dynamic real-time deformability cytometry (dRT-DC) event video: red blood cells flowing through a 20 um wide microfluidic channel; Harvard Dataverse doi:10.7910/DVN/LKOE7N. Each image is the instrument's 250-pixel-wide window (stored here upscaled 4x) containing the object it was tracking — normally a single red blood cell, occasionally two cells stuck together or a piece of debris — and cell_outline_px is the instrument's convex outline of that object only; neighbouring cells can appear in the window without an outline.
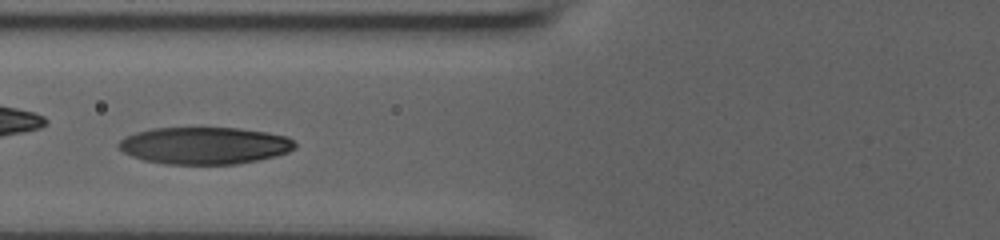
{"species": "human", "species_latin": "Homo sapiens", "temperature_condition": "room temperature", "stored_images_in_passage": 39, "camera_frame_rate_fps": 3000, "um_per_image_px": 0.085, "donor": {"sex": "male"}, "frame": {"image": 1, "passage_image": 9, "time_ms": 2.667, "image_size_px": [1000, 240], "cell_outline_px": [[296, 148], [288, 152], [256, 160], [236, 164], [164, 164], [144, 160], [132, 156], [124, 152], [116, 144], [124, 136], [136, 132], [152, 128], [236, 128], [264, 132], [288, 136], [296, 144]], "centroid_in_image_um": [17.35, 12.37], "position_along_channel_um": 108.5, "area_um2": 37.97}}
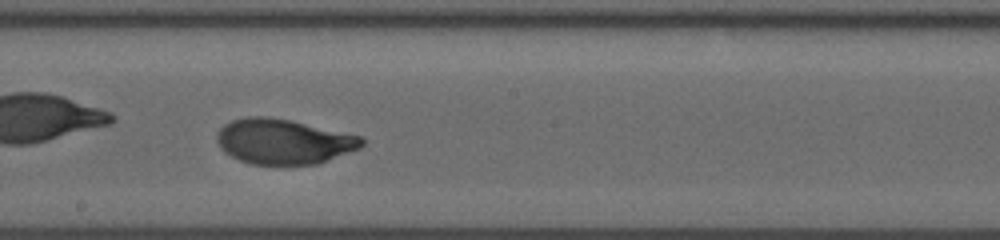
{"frame": {"image": 2, "passage_image": 18, "time_ms": 5.667, "image_size_px": [1000, 240], "cell_outline_px": [[364, 144], [360, 148], [328, 160], [316, 164], [252, 164], [240, 160], [224, 152], [220, 148], [216, 140], [216, 136], [220, 128], [224, 124], [232, 120], [248, 116], [264, 116], [288, 120], [364, 136]], "centroid_in_image_um": [24.1, 12.02], "position_along_channel_um": 224.1, "area_um2": 37.97}}
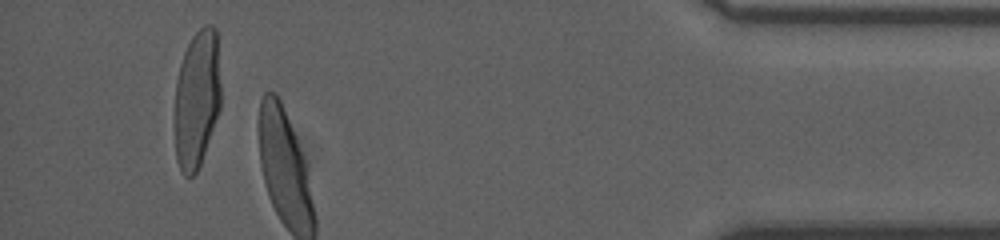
{"frame": {"image": 3, "passage_image": 36, "time_ms": 11.667, "image_size_px": [1000, 240], "cell_outline_px": [[220, 108], [200, 164], [196, 172], [192, 176], [184, 176], [180, 172], [176, 160], [176, 80], [180, 64], [184, 52], [192, 36], [204, 24], [212, 24], [216, 28], [220, 84]], "centroid_in_image_um": [16.74, 8.38], "position_along_channel_um": 418.5, "area_um2": 36.88}, "authors_computed_cell_mechanics": {"area_um2": 37.6856, "velocity_mm_per_s": 3.8519, "shape_relaxation_time_tau1_ms": 4.7199, "shape_relaxation_time_tau2_ms": null, "deformation_change_tau1": 0.2418, "deformation_change_tau2": null}}